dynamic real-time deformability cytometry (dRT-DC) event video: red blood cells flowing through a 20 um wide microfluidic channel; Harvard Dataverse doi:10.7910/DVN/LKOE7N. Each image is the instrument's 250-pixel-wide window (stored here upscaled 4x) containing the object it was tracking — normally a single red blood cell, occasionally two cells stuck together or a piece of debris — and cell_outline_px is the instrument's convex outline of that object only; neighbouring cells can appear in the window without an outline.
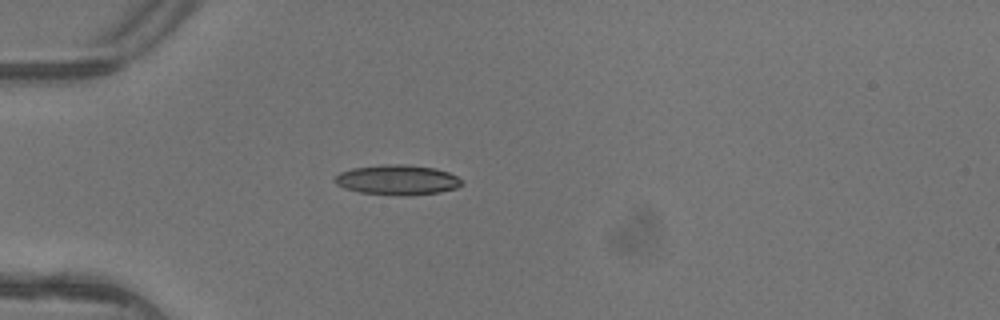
{"species": "common noctule bat (a hibernating species)", "species_latin": "Nyctalus noctula", "temperature_condition": "warm", "stored_images_in_passage": 3, "camera_frame_rate_fps": 3000, "um_per_image_px": 0.085, "animal": {"sex": "female"}, "frame": {"image": 1, "passage_image": 2, "time_ms": 0.333, "image_size_px": [1000, 320], "cell_outline_px": [[464, 184], [456, 188], [440, 192], [408, 196], [400, 196], [360, 192], [344, 188], [336, 184], [332, 180], [340, 172], [352, 168], [384, 164], [404, 164], [436, 168], [448, 172], [464, 180]], "centroid_in_image_um": [33.79, 15.29], "position_along_channel_um": 51.2, "area_um2": 22.48}}